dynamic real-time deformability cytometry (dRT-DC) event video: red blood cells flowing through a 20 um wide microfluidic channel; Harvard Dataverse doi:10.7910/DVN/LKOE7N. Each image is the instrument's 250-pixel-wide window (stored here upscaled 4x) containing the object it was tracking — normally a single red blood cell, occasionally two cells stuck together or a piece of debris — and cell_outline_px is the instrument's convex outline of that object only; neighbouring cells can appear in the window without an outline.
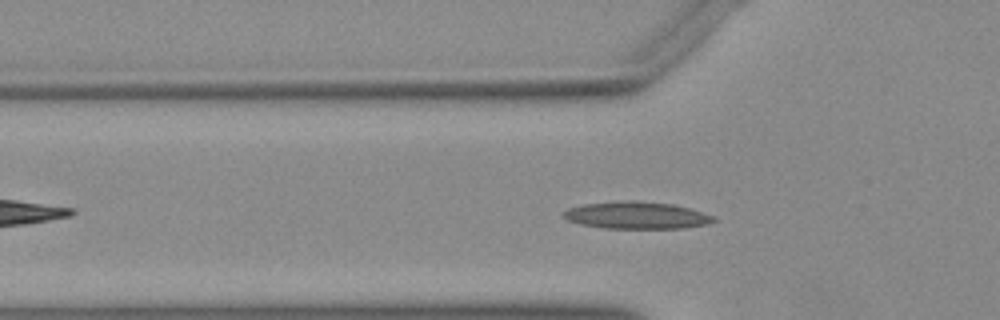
{"species": "Egyptian fruit bat (a non-hibernating species)", "species_latin": "Rousettus aegyptiacus", "temperature_condition": "warm", "stored_images_in_passage": 42, "camera_frame_rate_fps": 3000, "um_per_image_px": 0.085, "animal": {"sex": "female"}, "frame": {"image": 1, "passage_image": 11, "time_ms": 3.333, "image_size_px": [1000, 320], "cell_outline_px": [[716, 220], [704, 224], [684, 228], [600, 228], [580, 224], [568, 220], [560, 216], [568, 208], [584, 204], [624, 200], [628, 200], [672, 204], [688, 208], [716, 216]], "centroid_in_image_um": [54.06, 18.3], "position_along_channel_um": 71.7, "area_um2": 23.64}}
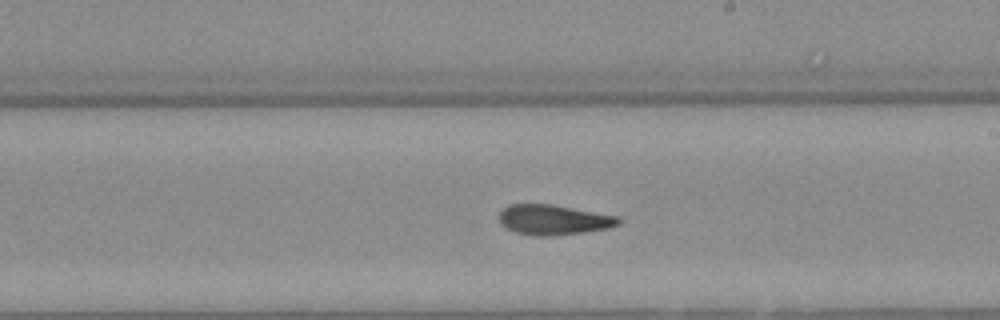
{"frame": {"image": 2, "passage_image": 24, "time_ms": 7.667, "image_size_px": [1000, 320], "cell_outline_px": [[620, 224], [608, 228], [584, 232], [552, 236], [532, 236], [516, 232], [504, 228], [500, 224], [500, 212], [508, 204], [552, 204], [616, 216], [620, 220]], "centroid_in_image_um": [47.0, 18.69], "position_along_channel_um": 242.0, "area_um2": 20.92}}
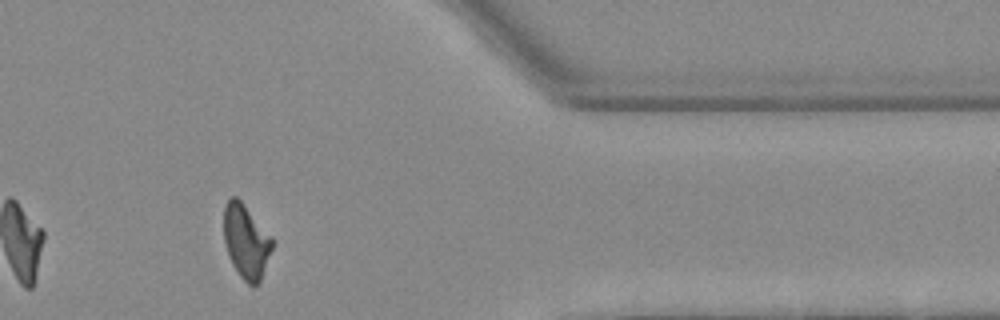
{"frame": {"image": 3, "passage_image": 37, "time_ms": 12.0, "image_size_px": [1000, 320], "cell_outline_px": [[272, 248], [260, 280], [252, 288], [240, 276], [232, 264], [224, 240], [224, 204], [232, 196], [236, 196], [240, 200], [272, 236]], "centroid_in_image_um": [20.91, 20.5], "position_along_channel_um": 390.5, "area_um2": 20.58}}